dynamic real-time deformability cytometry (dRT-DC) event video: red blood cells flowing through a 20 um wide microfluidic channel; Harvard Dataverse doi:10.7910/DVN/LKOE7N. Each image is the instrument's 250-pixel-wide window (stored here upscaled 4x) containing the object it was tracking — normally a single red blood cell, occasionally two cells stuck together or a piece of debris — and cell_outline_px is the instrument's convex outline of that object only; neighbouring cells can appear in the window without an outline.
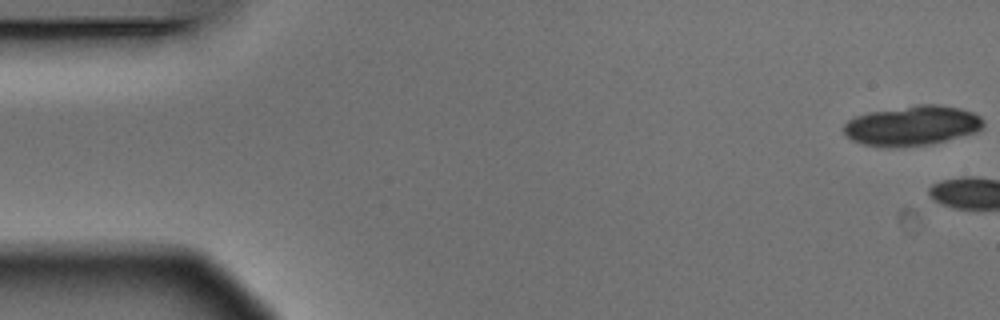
{"species": "Egyptian fruit bat (a non-hibernating species)", "species_latin": "Rousettus aegyptiacus", "temperature_condition": "warm", "stored_images_in_passage": 6, "camera_frame_rate_fps": 3000, "um_per_image_px": 0.085, "animal": {"sex": "male"}, "frame": {"image": 1, "passage_image": 1, "time_ms": 0.0, "image_size_px": [1000, 320], "cell_outline_px": [[984, 128], [976, 132], [928, 144], [888, 148], [864, 144], [852, 140], [844, 132], [844, 124], [848, 120], [856, 116], [868, 112], [916, 104], [940, 104], [960, 108], [972, 112], [980, 116], [984, 120]], "centroid_in_image_um": [77.54, 10.66], "position_along_channel_um": 7.5, "area_um2": 32.48}}